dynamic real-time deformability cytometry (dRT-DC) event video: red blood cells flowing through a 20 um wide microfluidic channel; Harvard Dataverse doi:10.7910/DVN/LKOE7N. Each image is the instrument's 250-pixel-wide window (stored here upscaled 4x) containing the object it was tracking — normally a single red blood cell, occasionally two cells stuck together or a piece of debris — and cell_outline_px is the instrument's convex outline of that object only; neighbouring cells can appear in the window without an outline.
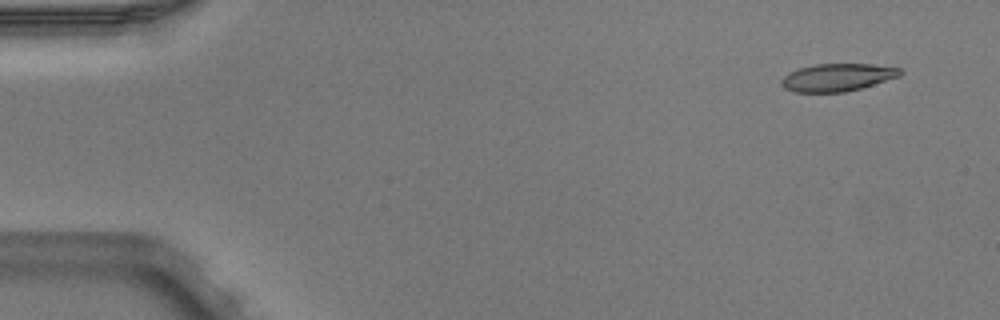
{"species": "Egyptian fruit bat (a non-hibernating species)", "species_latin": "Rousettus aegyptiacus", "temperature_condition": "warm", "stored_images_in_passage": 5, "camera_frame_rate_fps": 3000, "um_per_image_px": 0.085, "animal": {"sex": "male"}, "frame": {"image": 1, "passage_image": 1, "time_ms": 0.0, "image_size_px": [1000, 320], "cell_outline_px": [[904, 72], [900, 76], [860, 88], [844, 92], [796, 92], [784, 88], [780, 84], [780, 80], [784, 76], [800, 68], [816, 64], [872, 64], [900, 68]], "centroid_in_image_um": [71.19, 6.58], "position_along_channel_um": 13.8, "area_um2": 18.96}}
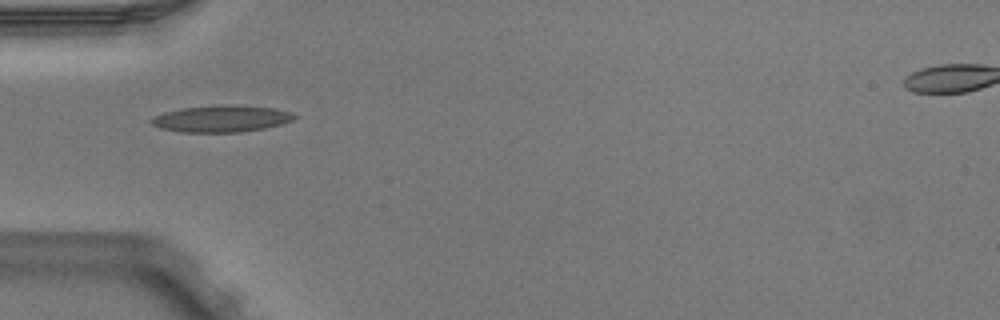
{"frame": {"image": 2, "passage_image": 4, "time_ms": 1.0, "image_size_px": [1000, 320], "cell_outline_px": [[296, 116], [292, 120], [280, 124], [264, 128], [240, 132], [180, 132], [160, 128], [152, 124], [148, 120], [164, 112], [184, 108], [272, 108], [292, 112]], "centroid_in_image_um": [18.76, 10.15], "position_along_channel_um": 66.2, "area_um2": 20.75}}
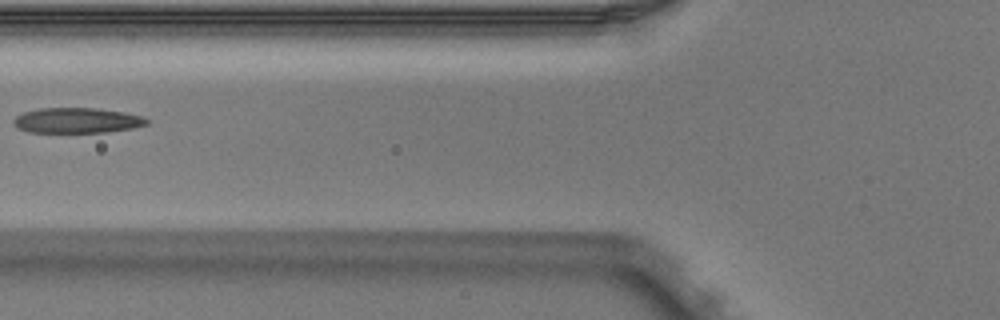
{"frame": {"image": 3, "passage_image": 5, "time_ms": 1.333, "image_size_px": [1000, 320], "cell_outline_px": [[148, 124], [132, 128], [104, 132], [28, 132], [20, 128], [12, 120], [16, 116], [24, 112], [40, 108], [96, 108], [124, 112], [140, 116], [148, 120]], "centroid_in_image_um": [6.54, 10.23], "position_along_channel_um": 119.3, "area_um2": 19.36}}